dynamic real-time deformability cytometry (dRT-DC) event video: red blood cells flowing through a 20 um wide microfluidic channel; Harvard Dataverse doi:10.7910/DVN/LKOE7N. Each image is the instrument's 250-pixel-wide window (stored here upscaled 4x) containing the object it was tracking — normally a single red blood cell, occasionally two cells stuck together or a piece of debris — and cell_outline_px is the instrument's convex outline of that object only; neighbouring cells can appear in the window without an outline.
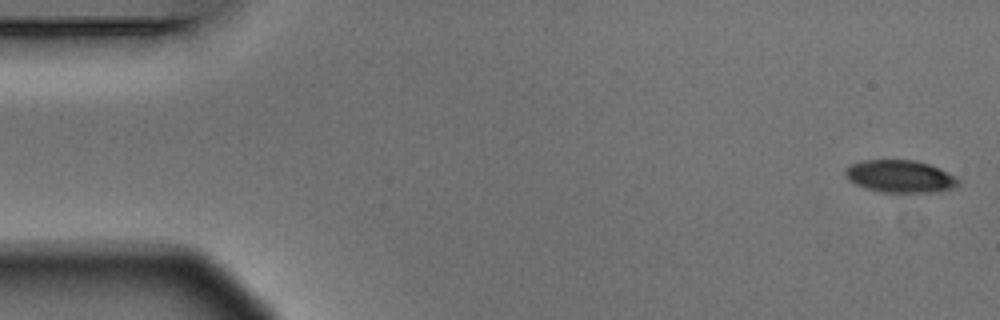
{"species": "Egyptian fruit bat (a non-hibernating species)", "species_latin": "Rousettus aegyptiacus", "temperature_condition": "warm", "stored_images_in_passage": 5, "camera_frame_rate_fps": 3000, "um_per_image_px": 0.085, "animal": {"sex": "male"}, "frame": {"image": 1, "passage_image": 1, "time_ms": 0.0, "image_size_px": [1000, 320], "cell_outline_px": [[960, 184], [952, 188], [936, 192], [880, 192], [864, 188], [848, 180], [844, 176], [844, 172], [852, 164], [864, 160], [916, 160], [940, 168], [956, 176], [960, 180]], "centroid_in_image_um": [76.52, 14.99], "position_along_channel_um": 8.5, "area_um2": 21.44}}
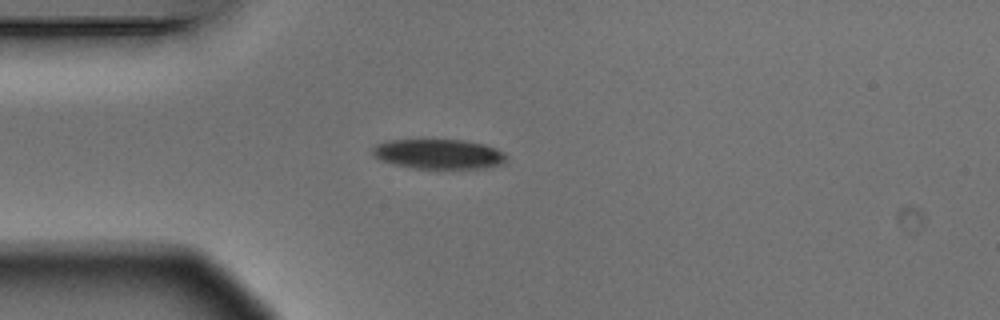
{"frame": {"image": 2, "passage_image": 4, "time_ms": 1.0, "image_size_px": [1000, 320], "cell_outline_px": [[508, 160], [504, 164], [480, 168], [412, 168], [392, 164], [376, 156], [372, 152], [372, 148], [376, 144], [384, 140], [464, 140], [484, 144], [496, 148], [504, 152], [508, 156]], "centroid_in_image_um": [37.33, 13.09], "position_along_channel_um": 47.7, "area_um2": 23.29}}